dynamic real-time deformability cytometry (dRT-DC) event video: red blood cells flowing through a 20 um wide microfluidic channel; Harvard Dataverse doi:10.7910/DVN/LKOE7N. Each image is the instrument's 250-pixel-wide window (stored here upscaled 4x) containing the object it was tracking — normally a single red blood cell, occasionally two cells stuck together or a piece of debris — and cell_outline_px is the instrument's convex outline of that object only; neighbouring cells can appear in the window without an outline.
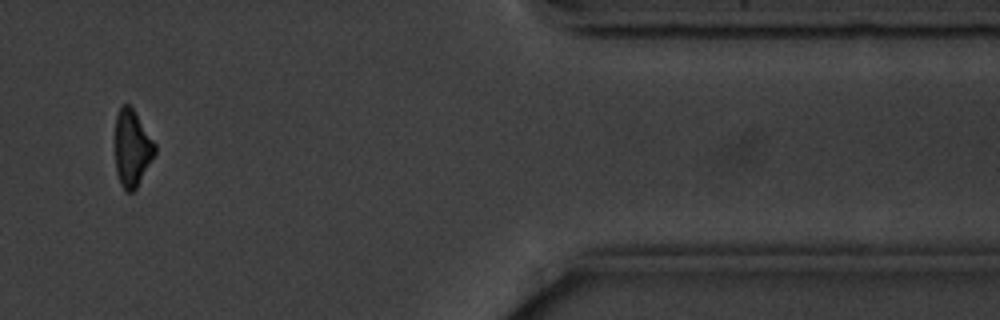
{"species": "common noctule bat (a hibernating species)", "species_latin": "Nyctalus noctula", "temperature_condition": "cold", "stored_images_in_passage": 13, "camera_frame_rate_fps": 3000, "um_per_image_px": 0.085, "animal": {"sex": "male", "body_mass_g": 20.1, "forearm_length_mm": 53.5}, "frame": {"image": 1, "passage_image": 11, "time_ms": 13.0, "image_size_px": [1000, 320], "cell_outline_px": [[156, 152], [136, 188], [132, 192], [124, 192], [120, 184], [116, 172], [116, 116], [120, 104], [128, 104], [132, 108], [156, 144]], "centroid_in_image_um": [11.22, 12.61], "position_along_channel_um": 400.2, "area_um2": 17.63}, "authors_computed_cell_mechanics": {"area_um2": 20.23, "velocity_mm_per_s": 3.5659, "shape_relaxation_time_tau1_ms": 1.5012, "shape_relaxation_time_tau2_ms": null, "deformation_change_tau1": 0.1023, "deformation_change_tau2": null}}